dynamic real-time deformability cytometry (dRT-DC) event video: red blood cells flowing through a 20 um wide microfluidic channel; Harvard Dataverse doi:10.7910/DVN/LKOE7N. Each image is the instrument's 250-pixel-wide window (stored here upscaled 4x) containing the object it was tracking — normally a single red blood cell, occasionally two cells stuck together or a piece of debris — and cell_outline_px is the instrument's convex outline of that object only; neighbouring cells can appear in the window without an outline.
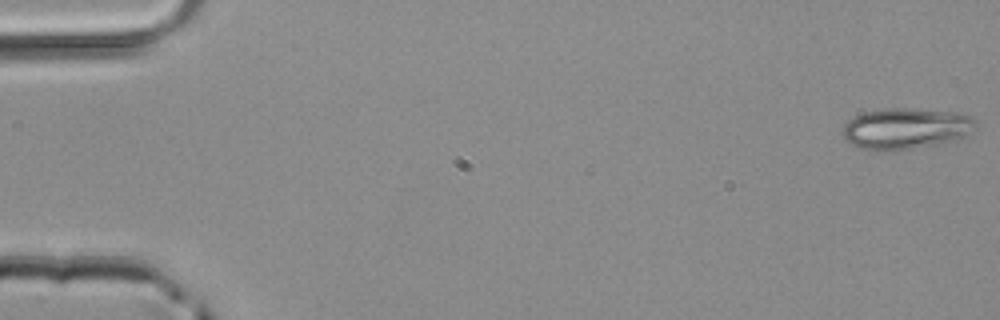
{"species": "common noctule bat (a hibernating species)", "species_latin": "Nyctalus noctula", "temperature_condition": "room temperature", "stored_images_in_passage": 47, "camera_frame_rate_fps": 3000, "um_per_image_px": 0.085, "animal": {"sex": "male", "body_mass_g": 20.4}, "frame": {"image": 1, "passage_image": 1, "time_ms": 0.0, "image_size_px": [1000, 320], "cell_outline_px": [[976, 128], [964, 136], [952, 140], [896, 152], [860, 148], [852, 144], [840, 132], [844, 124], [848, 120], [856, 116], [868, 112], [888, 108], [912, 108], [956, 112], [968, 116], [976, 120]], "centroid_in_image_um": [76.98, 10.93], "position_along_channel_um": 8.0, "area_um2": 31.67}}
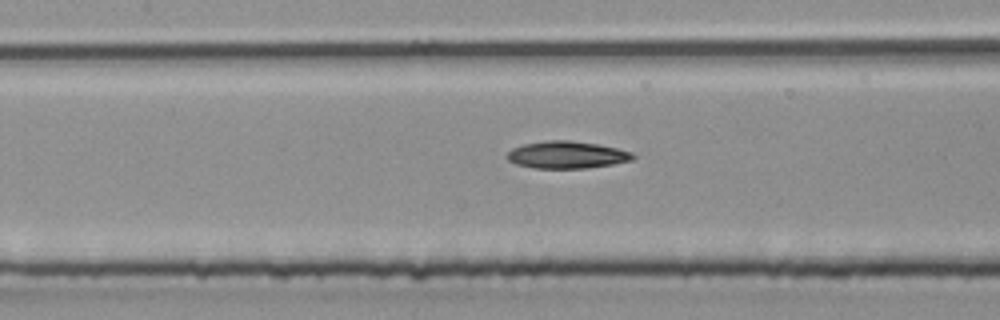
{"frame": {"image": 2, "passage_image": 22, "time_ms": 7.0, "image_size_px": [1000, 320], "cell_outline_px": [[636, 156], [632, 160], [612, 164], [588, 168], [532, 168], [516, 164], [508, 160], [504, 156], [512, 148], [524, 144], [544, 140], [568, 140], [596, 144], [616, 148], [632, 152]], "centroid_in_image_um": [48.14, 13.16], "position_along_channel_um": 159.3, "area_um2": 20.0}}
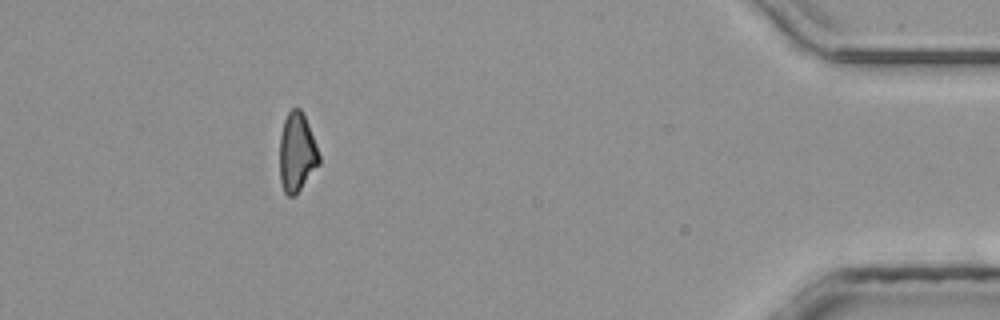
{"frame": {"image": 3, "passage_image": 43, "time_ms": 14.0, "image_size_px": [1000, 320], "cell_outline_px": [[320, 164], [296, 196], [288, 196], [284, 192], [280, 180], [280, 136], [284, 120], [288, 112], [292, 108], [300, 108], [308, 124], [316, 144], [320, 156]], "centroid_in_image_um": [25.24, 13.0], "position_along_channel_um": 410.0, "area_um2": 18.26}}